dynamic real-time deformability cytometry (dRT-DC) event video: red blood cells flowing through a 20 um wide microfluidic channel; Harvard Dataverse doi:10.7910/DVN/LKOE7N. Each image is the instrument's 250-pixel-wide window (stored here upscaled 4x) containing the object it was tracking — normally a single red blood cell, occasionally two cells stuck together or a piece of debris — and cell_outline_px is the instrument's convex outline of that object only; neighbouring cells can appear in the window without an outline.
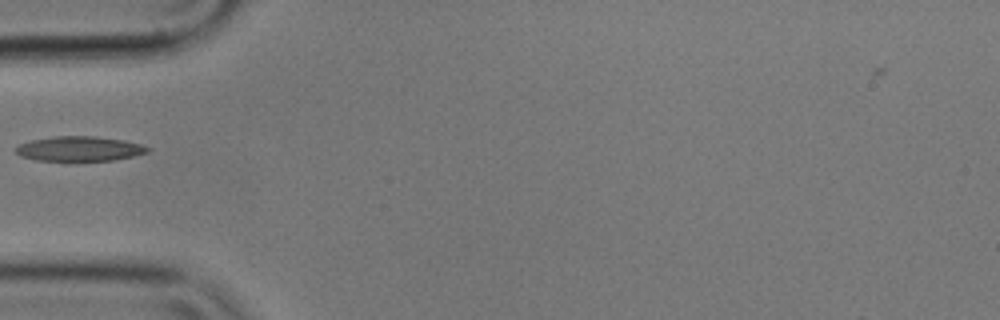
{"species": "common noctule bat (a hibernating species)", "species_latin": "Nyctalus noctula", "temperature_condition": "cold", "stored_images_in_passage": 3, "camera_frame_rate_fps": 3000, "um_per_image_px": 0.085, "animal": {"sex": "male", "body_mass_g": 17.9}, "frame": {"image": 1, "passage_image": 2, "time_ms": 0.333, "image_size_px": [1000, 320], "cell_outline_px": [[152, 148], [148, 152], [132, 156], [112, 160], [68, 164], [36, 160], [20, 156], [16, 152], [16, 148], [20, 144], [32, 140], [56, 136], [96, 136], [124, 140], [140, 144]], "centroid_in_image_um": [6.74, 12.69], "position_along_channel_um": 78.3, "area_um2": 19.88}}
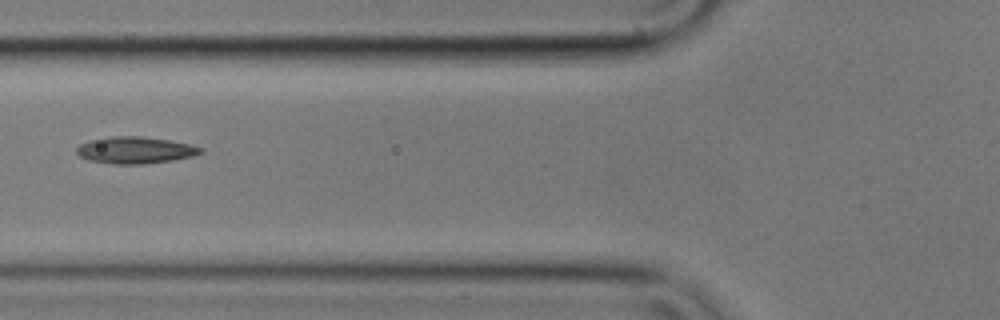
{"frame": {"image": 2, "passage_image": 3, "time_ms": 0.667, "image_size_px": [1000, 320], "cell_outline_px": [[204, 152], [192, 156], [172, 160], [144, 164], [112, 164], [88, 160], [80, 156], [76, 152], [76, 148], [80, 144], [88, 140], [112, 136], [140, 136], [168, 140], [188, 144], [204, 148]], "centroid_in_image_um": [11.47, 12.76], "position_along_channel_um": 114.3, "area_um2": 19.36}}